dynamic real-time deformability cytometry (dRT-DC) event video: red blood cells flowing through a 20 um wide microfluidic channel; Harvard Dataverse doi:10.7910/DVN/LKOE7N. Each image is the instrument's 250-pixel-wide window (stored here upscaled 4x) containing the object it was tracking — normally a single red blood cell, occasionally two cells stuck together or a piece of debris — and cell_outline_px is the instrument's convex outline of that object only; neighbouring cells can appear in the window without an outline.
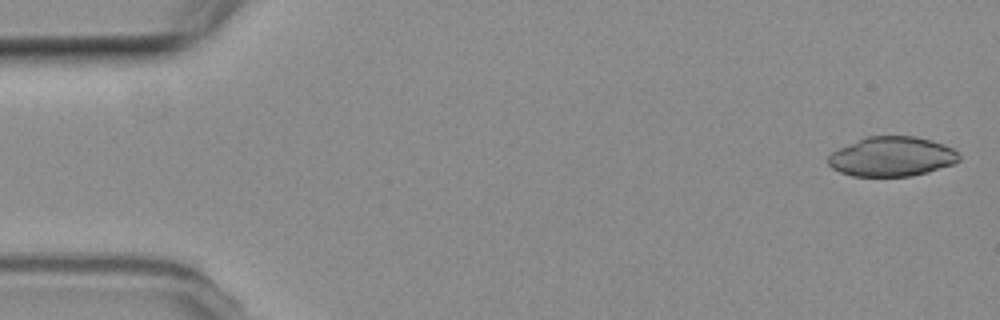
{"species": "common noctule bat (a hibernating species)", "species_latin": "Nyctalus noctula", "temperature_condition": "room temperature", "stored_images_in_passage": 5, "camera_frame_rate_fps": 3000, "um_per_image_px": 0.085, "animal": {"sex": "female", "body_mass_g": 19.3, "forearm_length_mm": 54.1}, "frame": {"image": 1, "passage_image": 1, "time_ms": 0.0, "image_size_px": [1000, 320], "cell_outline_px": [[960, 160], [952, 164], [928, 172], [912, 176], [852, 176], [840, 172], [832, 168], [828, 164], [828, 156], [832, 152], [840, 148], [868, 136], [916, 136], [932, 140], [944, 144], [960, 152]], "centroid_in_image_um": [75.84, 13.31], "position_along_channel_um": 9.2, "area_um2": 30.23}}